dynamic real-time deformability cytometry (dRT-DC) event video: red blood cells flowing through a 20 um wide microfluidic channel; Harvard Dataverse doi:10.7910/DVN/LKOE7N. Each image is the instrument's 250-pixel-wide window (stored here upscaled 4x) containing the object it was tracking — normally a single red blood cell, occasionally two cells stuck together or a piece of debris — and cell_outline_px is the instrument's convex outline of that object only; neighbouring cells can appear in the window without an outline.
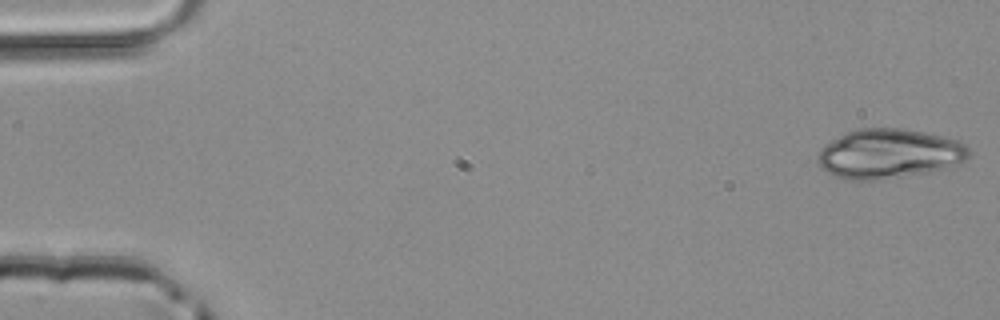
{"species": "common noctule bat (a hibernating species)", "species_latin": "Nyctalus noctula", "temperature_condition": "room temperature", "stored_images_in_passage": 48, "segment_of_instrument_passage": [1, 2], "camera_frame_rate_fps": 3000, "um_per_image_px": 0.085, "animal": {"sex": "male", "body_mass_g": 20.4}, "frame": {"image": 1, "passage_image": 1, "time_ms": 0.0, "image_size_px": [1000, 320], "cell_outline_px": [[972, 156], [964, 160], [944, 168], [928, 172], [880, 180], [844, 180], [832, 176], [820, 168], [816, 160], [816, 156], [820, 148], [832, 140], [856, 128], [904, 128], [960, 140], [972, 152]], "centroid_in_image_um": [75.53, 13.08], "position_along_channel_um": 9.5, "area_um2": 44.04}}